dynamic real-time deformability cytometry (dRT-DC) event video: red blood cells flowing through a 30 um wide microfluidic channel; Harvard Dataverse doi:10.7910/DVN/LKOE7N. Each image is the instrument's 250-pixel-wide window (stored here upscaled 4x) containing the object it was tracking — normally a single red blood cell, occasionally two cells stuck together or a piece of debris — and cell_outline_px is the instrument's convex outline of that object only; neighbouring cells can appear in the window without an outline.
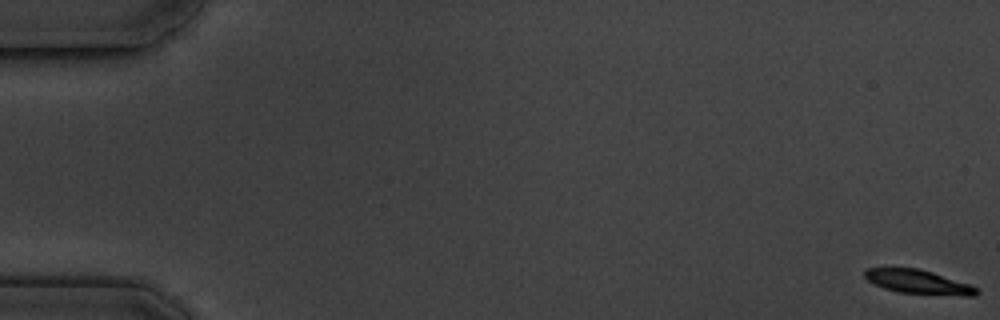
{"species": "common noctule bat (a hibernating species)", "species_latin": "Nyctalus noctula", "temperature_condition": "cold", "stored_images_in_passage": 7, "camera_frame_rate_fps": 3000, "um_per_image_px": 0.085, "animal": {"sex": "male", "body_mass_g": 19.5, "forearm_length_mm": 54.6}, "frame": {"image": 1, "passage_image": 1, "time_ms": 0.0, "image_size_px": [1000, 320], "cell_outline_px": [[980, 292], [976, 296], [964, 296], [896, 292], [884, 288], [868, 280], [864, 276], [864, 268], [920, 268], [972, 284]], "centroid_in_image_um": [78.1, 23.96], "position_along_channel_um": 6.9, "area_um2": 15.84}}
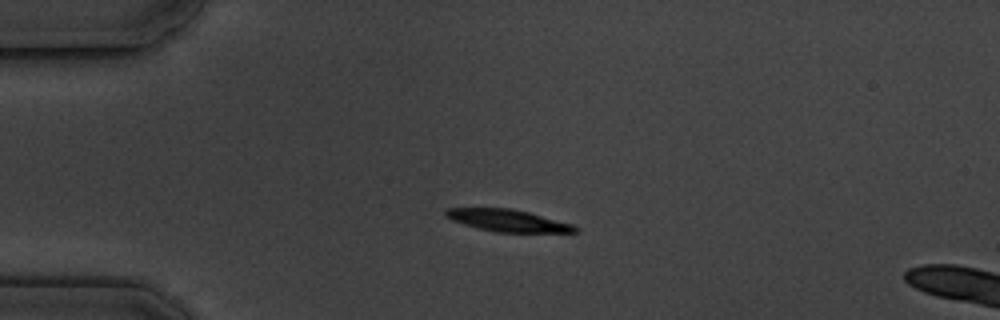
{"frame": {"image": 2, "passage_image": 5, "time_ms": 4.667, "image_size_px": [1000, 320], "cell_outline_px": [[580, 232], [496, 232], [464, 224], [452, 220], [444, 216], [444, 208], [512, 208], [528, 212], [572, 224], [580, 228]], "centroid_in_image_um": [43.16, 18.74], "position_along_channel_um": 41.8, "area_um2": 16.53}}